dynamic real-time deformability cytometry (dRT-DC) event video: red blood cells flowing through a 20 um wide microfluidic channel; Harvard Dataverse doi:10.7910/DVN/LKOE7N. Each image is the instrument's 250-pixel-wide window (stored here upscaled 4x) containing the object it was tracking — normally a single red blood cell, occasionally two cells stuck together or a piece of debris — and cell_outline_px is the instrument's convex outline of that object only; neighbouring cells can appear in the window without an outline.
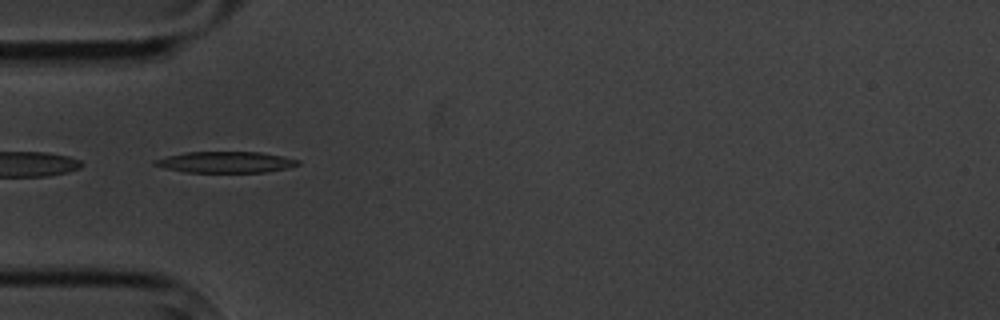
{"species": "common noctule bat (a hibernating species)", "species_latin": "Nyctalus noctula", "temperature_condition": "cold", "stored_images_in_passage": 9, "camera_frame_rate_fps": 3000, "um_per_image_px": 0.085, "animal": {"sex": "male", "body_mass_g": 20.1, "forearm_length_mm": 53.5}, "frame": {"image": 1, "passage_image": 6, "time_ms": 5.667, "image_size_px": [1000, 320], "cell_outline_px": [[300, 164], [288, 168], [264, 172], [184, 172], [164, 168], [152, 164], [152, 160], [184, 152], [260, 152], [284, 156], [300, 160]], "centroid_in_image_um": [19.17, 13.78], "position_along_channel_um": 65.8, "area_um2": 17.74}}
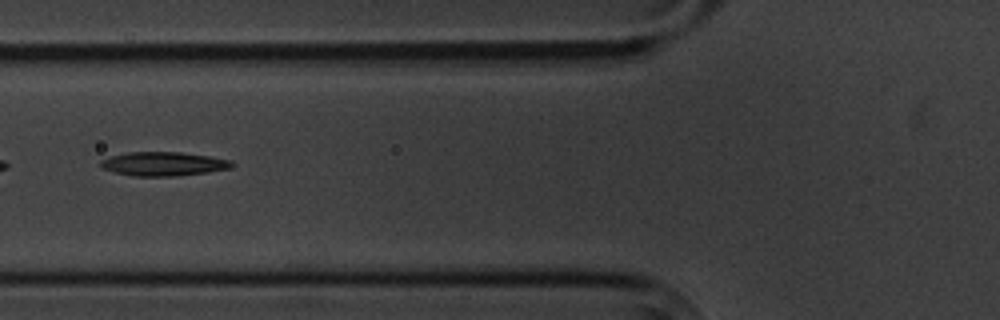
{"frame": {"image": 2, "passage_image": 7, "time_ms": 7.0, "image_size_px": [1000, 320], "cell_outline_px": [[236, 164], [232, 168], [208, 172], [176, 176], [132, 176], [100, 168], [100, 160], [112, 156], [128, 152], [180, 152], [208, 156], [232, 160]], "centroid_in_image_um": [13.92, 13.93], "position_along_channel_um": 111.9, "area_um2": 18.38}}
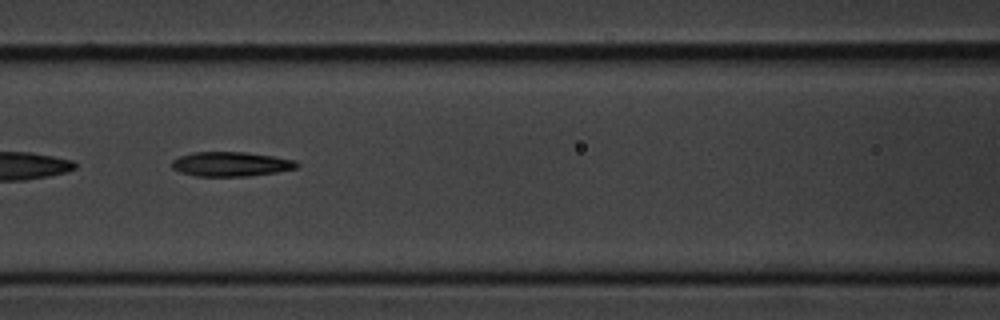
{"frame": {"image": 3, "passage_image": 8, "time_ms": 8.0, "image_size_px": [1000, 320], "cell_outline_px": [[300, 164], [296, 168], [276, 172], [248, 176], [196, 176], [180, 172], [172, 168], [172, 160], [180, 156], [192, 152], [244, 152], [272, 156], [296, 160]], "centroid_in_image_um": [19.62, 13.94], "position_along_channel_um": 147.0, "area_um2": 17.8}}